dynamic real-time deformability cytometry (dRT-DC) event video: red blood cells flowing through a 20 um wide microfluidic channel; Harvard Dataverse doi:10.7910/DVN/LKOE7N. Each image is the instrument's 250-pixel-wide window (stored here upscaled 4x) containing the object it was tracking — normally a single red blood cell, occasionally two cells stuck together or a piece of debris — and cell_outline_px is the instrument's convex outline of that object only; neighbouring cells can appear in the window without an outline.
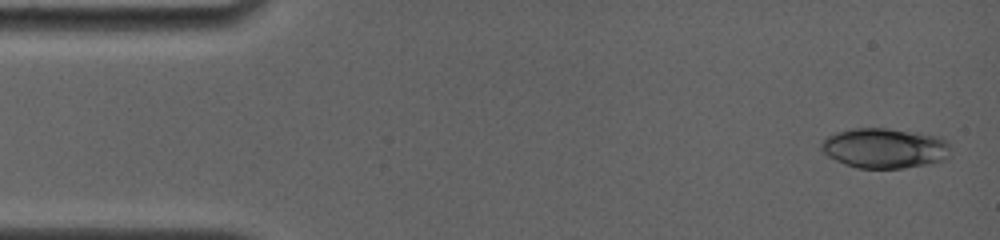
{"species": "common noctule bat (a hibernating species)", "species_latin": "Nyctalus noctula", "temperature_condition": "room temperature", "stored_images_in_passage": 12, "camera_frame_rate_fps": 4000, "um_per_image_px": 0.085, "animal": {"sex": "female", "body_mass_g": 19.0, "forearm_length_mm": 56.7}, "frame": {"image": 1, "passage_image": 1, "time_ms": 0.0, "image_size_px": [1000, 240], "cell_outline_px": [[948, 156], [944, 160], [932, 164], [904, 168], [856, 168], [844, 164], [828, 156], [820, 148], [820, 144], [828, 136], [836, 132], [852, 128], [888, 128], [920, 132], [936, 136], [944, 140], [948, 144]], "centroid_in_image_um": [75.18, 12.59], "position_along_channel_um": 9.8, "area_um2": 30.35}}
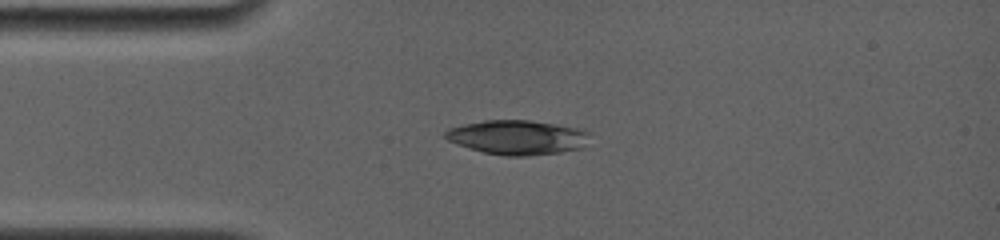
{"frame": {"image": 2, "passage_image": 10, "time_ms": 3.25, "image_size_px": [1000, 240], "cell_outline_px": [[588, 132], [580, 148], [560, 152], [528, 156], [504, 156], [484, 152], [456, 144], [448, 140], [444, 136], [444, 132], [448, 128], [464, 124], [484, 120], [528, 120], [576, 128]], "centroid_in_image_um": [43.87, 11.68], "position_along_channel_um": 41.1, "area_um2": 28.44}}